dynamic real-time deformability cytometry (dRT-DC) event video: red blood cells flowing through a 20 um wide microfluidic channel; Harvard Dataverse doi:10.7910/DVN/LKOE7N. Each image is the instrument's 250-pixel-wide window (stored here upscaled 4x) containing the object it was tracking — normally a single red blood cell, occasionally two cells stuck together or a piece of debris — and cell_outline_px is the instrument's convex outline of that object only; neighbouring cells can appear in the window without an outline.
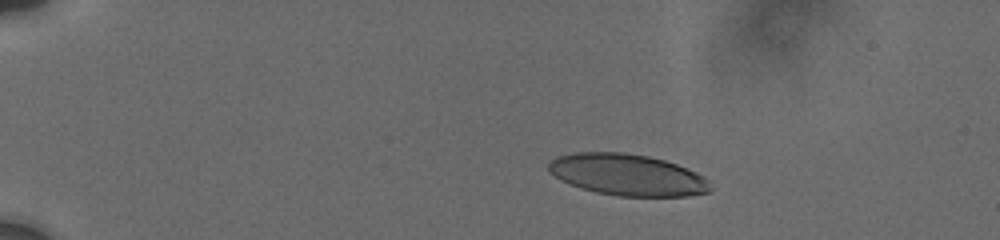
{"species": "human", "species_latin": "Homo sapiens", "temperature_condition": "cold", "stored_images_in_passage": 31, "camera_frame_rate_fps": 3000, "um_per_image_px": 0.085, "donor": {"sex": "male"}, "frame": {"image": 1, "passage_image": 20, "time_ms": 3.667, "image_size_px": [1000, 240], "cell_outline_px": [[712, 188], [708, 192], [688, 196], [616, 196], [596, 192], [580, 188], [560, 180], [548, 172], [548, 164], [556, 156], [576, 152], [620, 152], [648, 156], [664, 160], [676, 164], [696, 172], [704, 176], [708, 180]], "centroid_in_image_um": [53.31, 14.86], "position_along_channel_um": 31.7, "area_um2": 39.25}}